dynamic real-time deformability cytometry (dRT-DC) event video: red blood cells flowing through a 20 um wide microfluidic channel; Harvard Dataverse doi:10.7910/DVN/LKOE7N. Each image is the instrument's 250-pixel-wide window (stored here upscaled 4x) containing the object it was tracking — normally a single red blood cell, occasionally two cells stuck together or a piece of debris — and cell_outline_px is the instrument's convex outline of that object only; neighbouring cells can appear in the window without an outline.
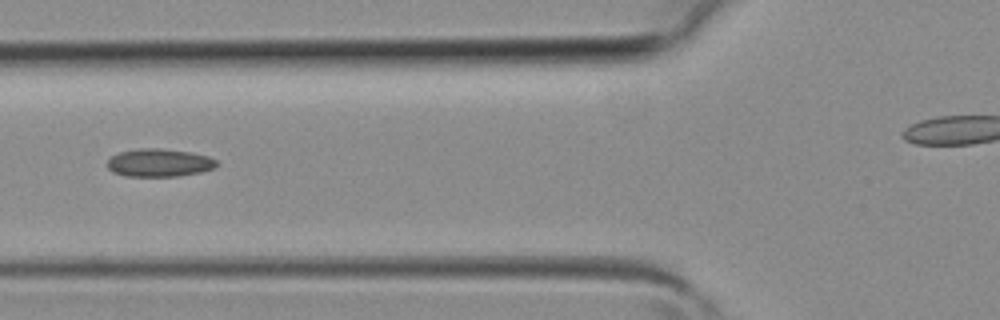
{"species": "common noctule bat (a hibernating species)", "species_latin": "Nyctalus noctula", "temperature_condition": "room temperature", "stored_images_in_passage": 3, "camera_frame_rate_fps": 3000, "um_per_image_px": 0.085, "animal": {"sex": "female", "body_mass_g": 19.3, "forearm_length_mm": 54.1}, "frame": {"image": 1, "passage_image": 3, "time_ms": 0.667, "image_size_px": [1000, 320], "cell_outline_px": [[216, 164], [212, 168], [200, 172], [176, 176], [124, 176], [112, 172], [108, 168], [108, 160], [112, 156], [120, 152], [140, 148], [160, 148], [192, 152], [208, 156], [216, 160]], "centroid_in_image_um": [13.5, 13.83], "position_along_channel_um": 112.3, "area_um2": 17.69}}